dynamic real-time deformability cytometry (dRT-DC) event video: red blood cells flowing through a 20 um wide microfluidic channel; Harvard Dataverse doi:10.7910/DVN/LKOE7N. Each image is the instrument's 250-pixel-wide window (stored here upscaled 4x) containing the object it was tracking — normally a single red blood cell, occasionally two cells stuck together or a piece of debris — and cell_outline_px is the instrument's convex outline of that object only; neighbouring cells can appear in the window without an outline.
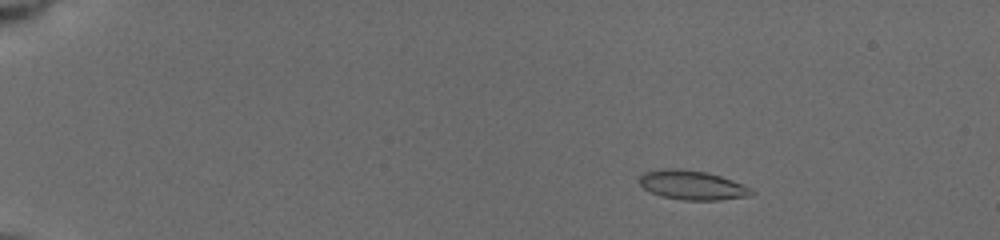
{"species": "common noctule bat (a hibernating species)", "species_latin": "Nyctalus noctula", "temperature_condition": "cold", "stored_images_in_passage": 78, "camera_frame_rate_fps": 3000, "um_per_image_px": 0.085, "animal": {"sex": "female", "body_mass_g": 19.5, "forearm_length_mm": 54.1}, "frame": {"image": 1, "passage_image": 8, "time_ms": 2.0, "image_size_px": [1000, 240], "cell_outline_px": [[756, 192], [752, 196], [720, 200], [684, 200], [660, 196], [644, 188], [640, 184], [640, 176], [644, 172], [672, 168], [680, 168], [708, 172], [732, 180], [752, 188]], "centroid_in_image_um": [58.9, 15.74], "position_along_channel_um": 26.1, "area_um2": 19.19}}
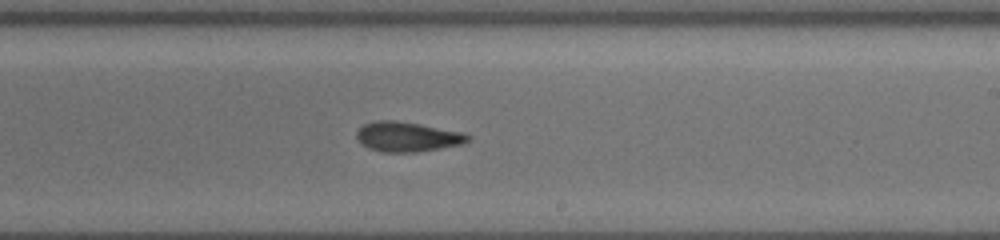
{"frame": {"image": 2, "passage_image": 50, "time_ms": 10.667, "image_size_px": [1000, 240], "cell_outline_px": [[472, 140], [464, 144], [416, 152], [384, 152], [368, 148], [356, 136], [356, 132], [364, 124], [376, 120], [392, 120], [420, 124], [464, 132], [472, 136]], "centroid_in_image_um": [34.69, 11.62], "position_along_channel_um": 254.3, "area_um2": 19.36}}
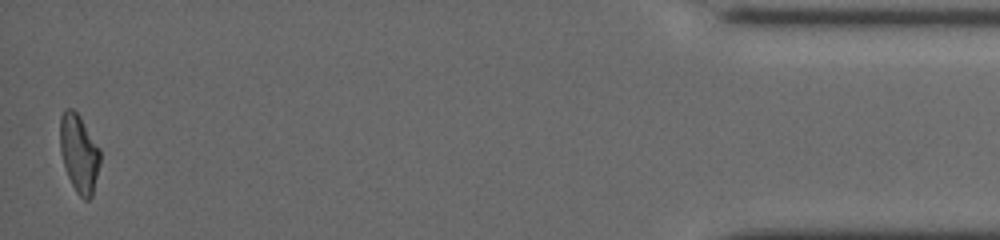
{"frame": {"image": 3, "passage_image": 78, "time_ms": 17.0, "image_size_px": [1000, 240], "cell_outline_px": [[100, 164], [92, 196], [88, 200], [84, 200], [76, 192], [68, 176], [60, 152], [60, 116], [64, 108], [72, 108], [80, 116], [100, 148]], "centroid_in_image_um": [6.72, 13.01], "position_along_channel_um": 428.5, "area_um2": 18.32}, "authors_computed_cell_mechanics": {"area_um2": 18.9584, "velocity_mm_per_s": 3.8976, "shape_relaxation_time_tau1_ms": 6.9554, "shape_relaxation_time_tau2_ms": 4.1369, "deformation_change_tau1": 0.1853, "deformation_change_tau2": 0.1287}}